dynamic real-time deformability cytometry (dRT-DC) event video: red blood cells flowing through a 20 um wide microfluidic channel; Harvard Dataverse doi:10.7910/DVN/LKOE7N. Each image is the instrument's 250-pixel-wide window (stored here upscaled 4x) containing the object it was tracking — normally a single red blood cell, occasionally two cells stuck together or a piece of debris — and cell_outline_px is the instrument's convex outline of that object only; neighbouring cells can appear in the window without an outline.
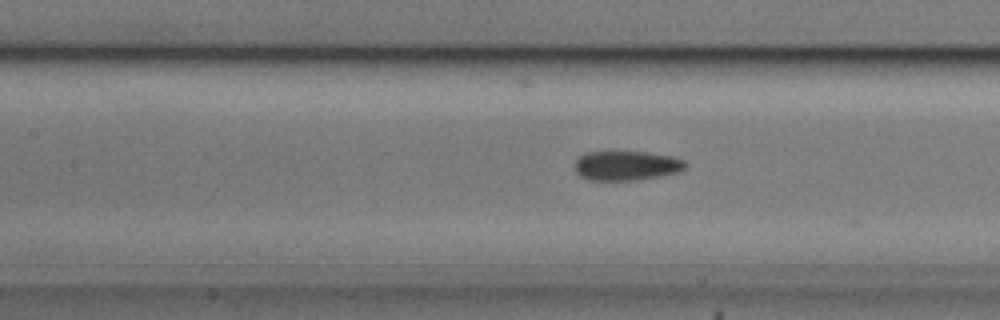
{"species": "common noctule bat (a hibernating species)", "species_latin": "Nyctalus noctula", "temperature_condition": "cold", "stored_images_in_passage": 32, "camera_frame_rate_fps": 3000, "um_per_image_px": 0.085, "animal": {"sex": "male", "body_mass_g": 20.5, "forearm_length_mm": 52.5}, "frame": {"image": 1, "passage_image": 19, "time_ms": 6.0, "image_size_px": [1000, 320], "cell_outline_px": [[688, 164], [680, 172], [660, 176], [636, 180], [588, 180], [580, 176], [576, 172], [576, 160], [584, 152], [648, 152], [672, 156], [684, 160]], "centroid_in_image_um": [53.27, 14.08], "position_along_channel_um": 154.1, "area_um2": 19.07}}